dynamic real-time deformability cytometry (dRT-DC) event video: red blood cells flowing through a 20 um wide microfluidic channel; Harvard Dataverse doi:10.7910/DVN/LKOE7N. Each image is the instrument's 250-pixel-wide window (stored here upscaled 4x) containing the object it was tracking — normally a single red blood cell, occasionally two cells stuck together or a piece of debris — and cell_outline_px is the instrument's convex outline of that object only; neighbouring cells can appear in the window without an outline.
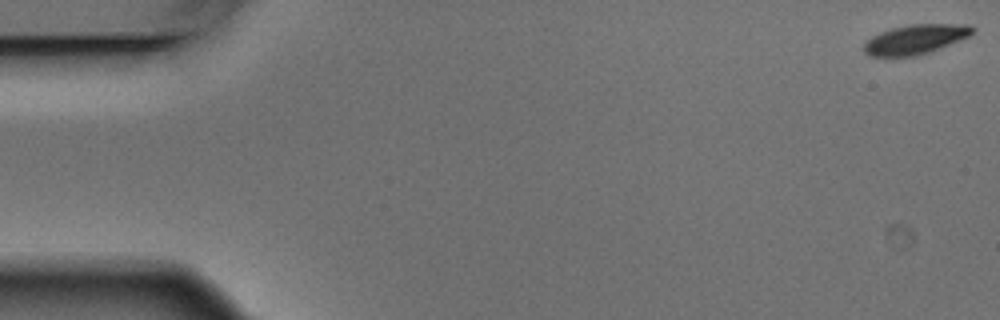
{"species": "Egyptian fruit bat (a non-hibernating species)", "species_latin": "Rousettus aegyptiacus", "temperature_condition": "warm", "stored_images_in_passage": 6, "camera_frame_rate_fps": 3000, "um_per_image_px": 0.085, "animal": {"sex": "male"}, "frame": {"image": 1, "passage_image": 1, "time_ms": 0.0, "image_size_px": [1000, 320], "cell_outline_px": [[976, 28], [968, 36], [928, 52], [916, 56], [868, 56], [864, 52], [864, 44], [872, 36], [880, 32], [892, 28], [908, 24], [968, 24]], "centroid_in_image_um": [77.78, 3.33], "position_along_channel_um": 7.2, "area_um2": 18.44}}
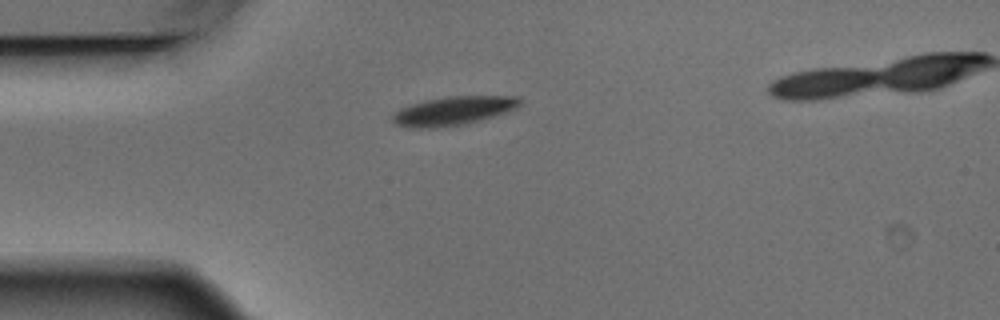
{"frame": {"image": 2, "passage_image": 5, "time_ms": 1.333, "image_size_px": [1000, 320], "cell_outline_px": [[520, 104], [516, 108], [480, 120], [464, 124], [432, 128], [408, 128], [396, 124], [392, 120], [392, 116], [400, 108], [424, 100], [448, 96], [520, 96]], "centroid_in_image_um": [38.5, 9.41], "position_along_channel_um": 46.5, "area_um2": 21.15}}